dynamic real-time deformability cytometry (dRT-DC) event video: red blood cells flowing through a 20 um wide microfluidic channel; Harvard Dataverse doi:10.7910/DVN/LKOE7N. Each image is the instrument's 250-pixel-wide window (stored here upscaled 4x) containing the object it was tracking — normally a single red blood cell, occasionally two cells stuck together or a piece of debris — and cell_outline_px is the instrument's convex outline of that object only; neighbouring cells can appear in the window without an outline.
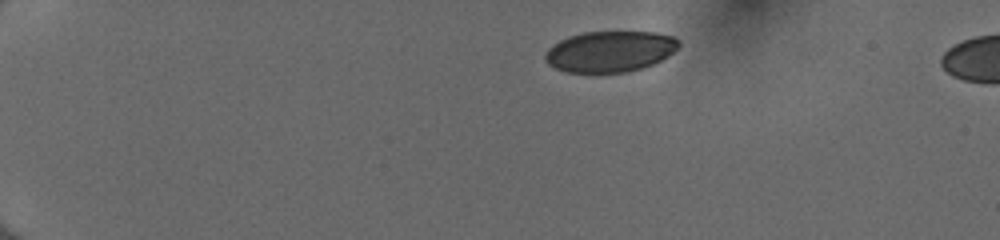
{"species": "human", "species_latin": "Homo sapiens", "temperature_condition": "cold", "stored_images_in_passage": 43, "camera_frame_rate_fps": 3000, "um_per_image_px": 0.085, "donor": {"sex": "female"}, "frame": {"image": 1, "passage_image": 1, "time_ms": 0.0, "image_size_px": [1000, 240], "cell_outline_px": [[680, 44], [668, 56], [644, 68], [624, 72], [564, 72], [548, 64], [544, 60], [544, 52], [552, 44], [568, 36], [584, 32], [656, 32], [676, 36], [680, 40]], "centroid_in_image_um": [51.83, 4.36], "position_along_channel_um": 33.2, "area_um2": 32.08}}
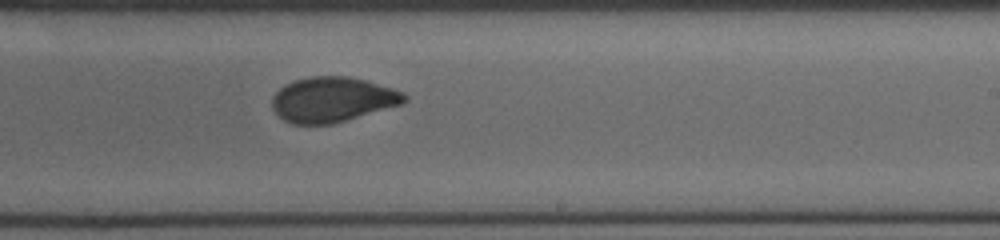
{"frame": {"image": 2, "passage_image": 25, "time_ms": 8.0, "image_size_px": [1000, 240], "cell_outline_px": [[408, 100], [404, 104], [332, 124], [292, 124], [284, 120], [272, 108], [272, 96], [280, 88], [296, 80], [312, 76], [348, 76], [364, 80], [392, 88], [404, 92], [408, 96]], "centroid_in_image_um": [28.3, 8.47], "position_along_channel_um": 260.7, "area_um2": 34.68}}
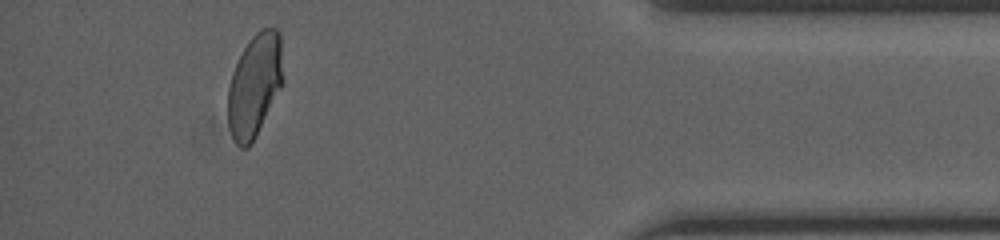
{"frame": {"image": 3, "passage_image": 39, "time_ms": 12.667, "image_size_px": [1000, 240], "cell_outline_px": [[284, 80], [252, 144], [244, 148], [240, 148], [236, 144], [232, 136], [228, 124], [228, 88], [232, 72], [244, 48], [252, 36], [260, 28], [276, 28], [280, 32]], "centroid_in_image_um": [21.65, 7.24], "position_along_channel_um": 413.6, "area_um2": 33.12}, "authors_computed_cell_mechanics": {"area_um2": 34.5644, "velocity_mm_per_s": 4.0414, "shape_relaxation_time_tau1_ms": 7.1195, "shape_relaxation_time_tau2_ms": 0.7965, "deformation_change_tau1": 0.1673, "deformation_change_tau2": 0.0383}}